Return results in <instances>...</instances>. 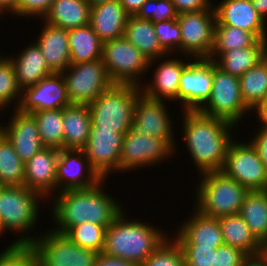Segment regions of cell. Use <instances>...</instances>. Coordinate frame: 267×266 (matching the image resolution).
<instances>
[{
    "instance_id": "obj_15",
    "label": "cell",
    "mask_w": 267,
    "mask_h": 266,
    "mask_svg": "<svg viewBox=\"0 0 267 266\" xmlns=\"http://www.w3.org/2000/svg\"><path fill=\"white\" fill-rule=\"evenodd\" d=\"M181 31V55L210 58L214 45L215 10L178 14Z\"/></svg>"
},
{
    "instance_id": "obj_5",
    "label": "cell",
    "mask_w": 267,
    "mask_h": 266,
    "mask_svg": "<svg viewBox=\"0 0 267 266\" xmlns=\"http://www.w3.org/2000/svg\"><path fill=\"white\" fill-rule=\"evenodd\" d=\"M197 185L191 188L194 208L201 214L219 218L239 214L249 190L222 171L198 175ZM195 191V192H194Z\"/></svg>"
},
{
    "instance_id": "obj_1",
    "label": "cell",
    "mask_w": 267,
    "mask_h": 266,
    "mask_svg": "<svg viewBox=\"0 0 267 266\" xmlns=\"http://www.w3.org/2000/svg\"><path fill=\"white\" fill-rule=\"evenodd\" d=\"M181 113L178 114L182 116L179 118L182 124L178 123L181 135L176 139L179 141L181 137L180 142L183 141L185 154L188 152L187 155L198 171L197 176L205 172L221 171L229 144L239 134V128L224 119L207 116L200 111ZM233 132L237 133L234 135Z\"/></svg>"
},
{
    "instance_id": "obj_12",
    "label": "cell",
    "mask_w": 267,
    "mask_h": 266,
    "mask_svg": "<svg viewBox=\"0 0 267 266\" xmlns=\"http://www.w3.org/2000/svg\"><path fill=\"white\" fill-rule=\"evenodd\" d=\"M175 158V151L162 139L149 134L125 133L120 155V175L122 173L146 170ZM135 171V172H134Z\"/></svg>"
},
{
    "instance_id": "obj_7",
    "label": "cell",
    "mask_w": 267,
    "mask_h": 266,
    "mask_svg": "<svg viewBox=\"0 0 267 266\" xmlns=\"http://www.w3.org/2000/svg\"><path fill=\"white\" fill-rule=\"evenodd\" d=\"M198 111L207 116L224 119L237 127L252 118V111L245 105L241 95L239 77L224 72L214 61L211 95Z\"/></svg>"
},
{
    "instance_id": "obj_10",
    "label": "cell",
    "mask_w": 267,
    "mask_h": 266,
    "mask_svg": "<svg viewBox=\"0 0 267 266\" xmlns=\"http://www.w3.org/2000/svg\"><path fill=\"white\" fill-rule=\"evenodd\" d=\"M168 105L166 101L149 98L141 92L138 95L134 119L129 131L135 135L149 134L152 137L164 140L175 151L176 156L179 146H177L178 142L175 140L177 137L175 131L178 128L175 123L177 124L179 115L175 114V117L171 112L174 107Z\"/></svg>"
},
{
    "instance_id": "obj_9",
    "label": "cell",
    "mask_w": 267,
    "mask_h": 266,
    "mask_svg": "<svg viewBox=\"0 0 267 266\" xmlns=\"http://www.w3.org/2000/svg\"><path fill=\"white\" fill-rule=\"evenodd\" d=\"M39 232L30 245L36 252L40 266H95L99 254L97 251L77 245L65 234L50 227Z\"/></svg>"
},
{
    "instance_id": "obj_30",
    "label": "cell",
    "mask_w": 267,
    "mask_h": 266,
    "mask_svg": "<svg viewBox=\"0 0 267 266\" xmlns=\"http://www.w3.org/2000/svg\"><path fill=\"white\" fill-rule=\"evenodd\" d=\"M267 56V39L257 40L251 47L223 52L214 62L224 72L240 77Z\"/></svg>"
},
{
    "instance_id": "obj_8",
    "label": "cell",
    "mask_w": 267,
    "mask_h": 266,
    "mask_svg": "<svg viewBox=\"0 0 267 266\" xmlns=\"http://www.w3.org/2000/svg\"><path fill=\"white\" fill-rule=\"evenodd\" d=\"M102 60L113 83L140 86L148 73L149 60L124 36L103 43Z\"/></svg>"
},
{
    "instance_id": "obj_53",
    "label": "cell",
    "mask_w": 267,
    "mask_h": 266,
    "mask_svg": "<svg viewBox=\"0 0 267 266\" xmlns=\"http://www.w3.org/2000/svg\"><path fill=\"white\" fill-rule=\"evenodd\" d=\"M253 8L267 23V0H251Z\"/></svg>"
},
{
    "instance_id": "obj_20",
    "label": "cell",
    "mask_w": 267,
    "mask_h": 266,
    "mask_svg": "<svg viewBox=\"0 0 267 266\" xmlns=\"http://www.w3.org/2000/svg\"><path fill=\"white\" fill-rule=\"evenodd\" d=\"M191 209L192 212L187 213L189 217H183L182 223L177 221L178 226L171 236L180 246H222L224 240L219 219L203 215L194 207Z\"/></svg>"
},
{
    "instance_id": "obj_47",
    "label": "cell",
    "mask_w": 267,
    "mask_h": 266,
    "mask_svg": "<svg viewBox=\"0 0 267 266\" xmlns=\"http://www.w3.org/2000/svg\"><path fill=\"white\" fill-rule=\"evenodd\" d=\"M177 13L199 12L203 10H215L213 0H170Z\"/></svg>"
},
{
    "instance_id": "obj_39",
    "label": "cell",
    "mask_w": 267,
    "mask_h": 266,
    "mask_svg": "<svg viewBox=\"0 0 267 266\" xmlns=\"http://www.w3.org/2000/svg\"><path fill=\"white\" fill-rule=\"evenodd\" d=\"M106 229L104 225L85 222L71 227L65 235L77 245L101 253L104 248Z\"/></svg>"
},
{
    "instance_id": "obj_52",
    "label": "cell",
    "mask_w": 267,
    "mask_h": 266,
    "mask_svg": "<svg viewBox=\"0 0 267 266\" xmlns=\"http://www.w3.org/2000/svg\"><path fill=\"white\" fill-rule=\"evenodd\" d=\"M129 16H135L146 0H119Z\"/></svg>"
},
{
    "instance_id": "obj_31",
    "label": "cell",
    "mask_w": 267,
    "mask_h": 266,
    "mask_svg": "<svg viewBox=\"0 0 267 266\" xmlns=\"http://www.w3.org/2000/svg\"><path fill=\"white\" fill-rule=\"evenodd\" d=\"M218 219L225 245L239 248L249 256L259 255L260 242L239 214L226 215Z\"/></svg>"
},
{
    "instance_id": "obj_4",
    "label": "cell",
    "mask_w": 267,
    "mask_h": 266,
    "mask_svg": "<svg viewBox=\"0 0 267 266\" xmlns=\"http://www.w3.org/2000/svg\"><path fill=\"white\" fill-rule=\"evenodd\" d=\"M45 202L48 201L43 196L24 185L0 186L2 231L5 234L10 231L9 234L17 236L8 246L30 245L38 237V230L37 234L33 230L38 226V221H41V209H44Z\"/></svg>"
},
{
    "instance_id": "obj_35",
    "label": "cell",
    "mask_w": 267,
    "mask_h": 266,
    "mask_svg": "<svg viewBox=\"0 0 267 266\" xmlns=\"http://www.w3.org/2000/svg\"><path fill=\"white\" fill-rule=\"evenodd\" d=\"M258 39L246 30L223 25L215 24L214 45L210 58L215 61L223 52L239 48L251 47Z\"/></svg>"
},
{
    "instance_id": "obj_14",
    "label": "cell",
    "mask_w": 267,
    "mask_h": 266,
    "mask_svg": "<svg viewBox=\"0 0 267 266\" xmlns=\"http://www.w3.org/2000/svg\"><path fill=\"white\" fill-rule=\"evenodd\" d=\"M192 59L185 55L168 54L149 61L147 73L149 75L146 76L149 79L146 78L140 85L141 92L149 98L168 101L169 104L177 102L172 105L177 106L180 75Z\"/></svg>"
},
{
    "instance_id": "obj_43",
    "label": "cell",
    "mask_w": 267,
    "mask_h": 266,
    "mask_svg": "<svg viewBox=\"0 0 267 266\" xmlns=\"http://www.w3.org/2000/svg\"><path fill=\"white\" fill-rule=\"evenodd\" d=\"M135 16L157 23L177 19L178 13L170 0H146Z\"/></svg>"
},
{
    "instance_id": "obj_27",
    "label": "cell",
    "mask_w": 267,
    "mask_h": 266,
    "mask_svg": "<svg viewBox=\"0 0 267 266\" xmlns=\"http://www.w3.org/2000/svg\"><path fill=\"white\" fill-rule=\"evenodd\" d=\"M91 116L86 104H69L63 108L64 149L82 150L90 135Z\"/></svg>"
},
{
    "instance_id": "obj_34",
    "label": "cell",
    "mask_w": 267,
    "mask_h": 266,
    "mask_svg": "<svg viewBox=\"0 0 267 266\" xmlns=\"http://www.w3.org/2000/svg\"><path fill=\"white\" fill-rule=\"evenodd\" d=\"M241 95L252 111L267 97V56L239 77Z\"/></svg>"
},
{
    "instance_id": "obj_36",
    "label": "cell",
    "mask_w": 267,
    "mask_h": 266,
    "mask_svg": "<svg viewBox=\"0 0 267 266\" xmlns=\"http://www.w3.org/2000/svg\"><path fill=\"white\" fill-rule=\"evenodd\" d=\"M25 164L8 138L0 134V186H23Z\"/></svg>"
},
{
    "instance_id": "obj_49",
    "label": "cell",
    "mask_w": 267,
    "mask_h": 266,
    "mask_svg": "<svg viewBox=\"0 0 267 266\" xmlns=\"http://www.w3.org/2000/svg\"><path fill=\"white\" fill-rule=\"evenodd\" d=\"M95 266H137V265L132 262L119 259L101 252L98 254Z\"/></svg>"
},
{
    "instance_id": "obj_28",
    "label": "cell",
    "mask_w": 267,
    "mask_h": 266,
    "mask_svg": "<svg viewBox=\"0 0 267 266\" xmlns=\"http://www.w3.org/2000/svg\"><path fill=\"white\" fill-rule=\"evenodd\" d=\"M90 8L87 0H53L42 19L51 25L70 30L89 25Z\"/></svg>"
},
{
    "instance_id": "obj_29",
    "label": "cell",
    "mask_w": 267,
    "mask_h": 266,
    "mask_svg": "<svg viewBox=\"0 0 267 266\" xmlns=\"http://www.w3.org/2000/svg\"><path fill=\"white\" fill-rule=\"evenodd\" d=\"M124 37L149 61L168 55L160 46L153 22L150 20L129 16L124 29Z\"/></svg>"
},
{
    "instance_id": "obj_25",
    "label": "cell",
    "mask_w": 267,
    "mask_h": 266,
    "mask_svg": "<svg viewBox=\"0 0 267 266\" xmlns=\"http://www.w3.org/2000/svg\"><path fill=\"white\" fill-rule=\"evenodd\" d=\"M128 18L119 0L106 1L91 6L89 25L104 43L124 36Z\"/></svg>"
},
{
    "instance_id": "obj_24",
    "label": "cell",
    "mask_w": 267,
    "mask_h": 266,
    "mask_svg": "<svg viewBox=\"0 0 267 266\" xmlns=\"http://www.w3.org/2000/svg\"><path fill=\"white\" fill-rule=\"evenodd\" d=\"M38 21L43 23L33 41L42 50L49 69L53 73H62L71 64L68 30L51 25L42 18Z\"/></svg>"
},
{
    "instance_id": "obj_38",
    "label": "cell",
    "mask_w": 267,
    "mask_h": 266,
    "mask_svg": "<svg viewBox=\"0 0 267 266\" xmlns=\"http://www.w3.org/2000/svg\"><path fill=\"white\" fill-rule=\"evenodd\" d=\"M21 95L22 89L17 82L13 63L6 54H0V113L16 109ZM10 106L13 108L10 109Z\"/></svg>"
},
{
    "instance_id": "obj_11",
    "label": "cell",
    "mask_w": 267,
    "mask_h": 266,
    "mask_svg": "<svg viewBox=\"0 0 267 266\" xmlns=\"http://www.w3.org/2000/svg\"><path fill=\"white\" fill-rule=\"evenodd\" d=\"M237 137L229 144L221 171L249 191L267 190V168L258 151L247 138Z\"/></svg>"
},
{
    "instance_id": "obj_17",
    "label": "cell",
    "mask_w": 267,
    "mask_h": 266,
    "mask_svg": "<svg viewBox=\"0 0 267 266\" xmlns=\"http://www.w3.org/2000/svg\"><path fill=\"white\" fill-rule=\"evenodd\" d=\"M124 135L114 130L90 129L88 142L82 150L91 166L103 179H108L113 174H120V155Z\"/></svg>"
},
{
    "instance_id": "obj_2",
    "label": "cell",
    "mask_w": 267,
    "mask_h": 266,
    "mask_svg": "<svg viewBox=\"0 0 267 266\" xmlns=\"http://www.w3.org/2000/svg\"><path fill=\"white\" fill-rule=\"evenodd\" d=\"M103 179L88 189L67 190L56 193L50 204L51 228L65 234L71 227L91 222L108 227L125 209L119 198L106 192ZM105 187V188H104ZM113 195V197H112ZM53 220V221H52Z\"/></svg>"
},
{
    "instance_id": "obj_21",
    "label": "cell",
    "mask_w": 267,
    "mask_h": 266,
    "mask_svg": "<svg viewBox=\"0 0 267 266\" xmlns=\"http://www.w3.org/2000/svg\"><path fill=\"white\" fill-rule=\"evenodd\" d=\"M7 123L0 122L2 133L14 146L16 153L25 164L44 146L42 144L37 123L32 114L12 109Z\"/></svg>"
},
{
    "instance_id": "obj_16",
    "label": "cell",
    "mask_w": 267,
    "mask_h": 266,
    "mask_svg": "<svg viewBox=\"0 0 267 266\" xmlns=\"http://www.w3.org/2000/svg\"><path fill=\"white\" fill-rule=\"evenodd\" d=\"M213 84V60L192 59L179 79L178 107L181 111H198L210 98Z\"/></svg>"
},
{
    "instance_id": "obj_46",
    "label": "cell",
    "mask_w": 267,
    "mask_h": 266,
    "mask_svg": "<svg viewBox=\"0 0 267 266\" xmlns=\"http://www.w3.org/2000/svg\"><path fill=\"white\" fill-rule=\"evenodd\" d=\"M248 254L241 249L223 244L214 254V266H243Z\"/></svg>"
},
{
    "instance_id": "obj_41",
    "label": "cell",
    "mask_w": 267,
    "mask_h": 266,
    "mask_svg": "<svg viewBox=\"0 0 267 266\" xmlns=\"http://www.w3.org/2000/svg\"><path fill=\"white\" fill-rule=\"evenodd\" d=\"M160 46L168 54L181 55V31L177 19L153 23Z\"/></svg>"
},
{
    "instance_id": "obj_6",
    "label": "cell",
    "mask_w": 267,
    "mask_h": 266,
    "mask_svg": "<svg viewBox=\"0 0 267 266\" xmlns=\"http://www.w3.org/2000/svg\"><path fill=\"white\" fill-rule=\"evenodd\" d=\"M141 88L134 84L113 83L90 103L91 128L125 134L134 119Z\"/></svg>"
},
{
    "instance_id": "obj_33",
    "label": "cell",
    "mask_w": 267,
    "mask_h": 266,
    "mask_svg": "<svg viewBox=\"0 0 267 266\" xmlns=\"http://www.w3.org/2000/svg\"><path fill=\"white\" fill-rule=\"evenodd\" d=\"M239 215L260 243L267 239V190L249 191Z\"/></svg>"
},
{
    "instance_id": "obj_32",
    "label": "cell",
    "mask_w": 267,
    "mask_h": 266,
    "mask_svg": "<svg viewBox=\"0 0 267 266\" xmlns=\"http://www.w3.org/2000/svg\"><path fill=\"white\" fill-rule=\"evenodd\" d=\"M71 64L102 58L103 42L90 25L68 30Z\"/></svg>"
},
{
    "instance_id": "obj_40",
    "label": "cell",
    "mask_w": 267,
    "mask_h": 266,
    "mask_svg": "<svg viewBox=\"0 0 267 266\" xmlns=\"http://www.w3.org/2000/svg\"><path fill=\"white\" fill-rule=\"evenodd\" d=\"M172 233L140 266H186L181 247Z\"/></svg>"
},
{
    "instance_id": "obj_19",
    "label": "cell",
    "mask_w": 267,
    "mask_h": 266,
    "mask_svg": "<svg viewBox=\"0 0 267 266\" xmlns=\"http://www.w3.org/2000/svg\"><path fill=\"white\" fill-rule=\"evenodd\" d=\"M71 104L61 73H53L38 84L24 88L17 109L33 113L40 110L63 109Z\"/></svg>"
},
{
    "instance_id": "obj_18",
    "label": "cell",
    "mask_w": 267,
    "mask_h": 266,
    "mask_svg": "<svg viewBox=\"0 0 267 266\" xmlns=\"http://www.w3.org/2000/svg\"><path fill=\"white\" fill-rule=\"evenodd\" d=\"M103 178L91 166L83 150L58 149L56 164V193L88 189Z\"/></svg>"
},
{
    "instance_id": "obj_51",
    "label": "cell",
    "mask_w": 267,
    "mask_h": 266,
    "mask_svg": "<svg viewBox=\"0 0 267 266\" xmlns=\"http://www.w3.org/2000/svg\"><path fill=\"white\" fill-rule=\"evenodd\" d=\"M19 3L20 0H0V19L4 21V15L7 18L12 15L18 9Z\"/></svg>"
},
{
    "instance_id": "obj_44",
    "label": "cell",
    "mask_w": 267,
    "mask_h": 266,
    "mask_svg": "<svg viewBox=\"0 0 267 266\" xmlns=\"http://www.w3.org/2000/svg\"><path fill=\"white\" fill-rule=\"evenodd\" d=\"M186 266H214L217 248L211 246H180Z\"/></svg>"
},
{
    "instance_id": "obj_42",
    "label": "cell",
    "mask_w": 267,
    "mask_h": 266,
    "mask_svg": "<svg viewBox=\"0 0 267 266\" xmlns=\"http://www.w3.org/2000/svg\"><path fill=\"white\" fill-rule=\"evenodd\" d=\"M0 266H40L31 245L5 246L0 251Z\"/></svg>"
},
{
    "instance_id": "obj_23",
    "label": "cell",
    "mask_w": 267,
    "mask_h": 266,
    "mask_svg": "<svg viewBox=\"0 0 267 266\" xmlns=\"http://www.w3.org/2000/svg\"><path fill=\"white\" fill-rule=\"evenodd\" d=\"M58 149L43 147L25 163L24 186L47 201L56 194Z\"/></svg>"
},
{
    "instance_id": "obj_55",
    "label": "cell",
    "mask_w": 267,
    "mask_h": 266,
    "mask_svg": "<svg viewBox=\"0 0 267 266\" xmlns=\"http://www.w3.org/2000/svg\"><path fill=\"white\" fill-rule=\"evenodd\" d=\"M259 256L267 263V239L260 243Z\"/></svg>"
},
{
    "instance_id": "obj_50",
    "label": "cell",
    "mask_w": 267,
    "mask_h": 266,
    "mask_svg": "<svg viewBox=\"0 0 267 266\" xmlns=\"http://www.w3.org/2000/svg\"><path fill=\"white\" fill-rule=\"evenodd\" d=\"M252 117L260 127H267V97L252 110Z\"/></svg>"
},
{
    "instance_id": "obj_48",
    "label": "cell",
    "mask_w": 267,
    "mask_h": 266,
    "mask_svg": "<svg viewBox=\"0 0 267 266\" xmlns=\"http://www.w3.org/2000/svg\"><path fill=\"white\" fill-rule=\"evenodd\" d=\"M255 127H257L258 129L256 130L253 129V134L249 132L247 134V135L251 134L252 137L248 136L246 138H249L247 140H249L252 143V145L256 148L261 160L263 161L264 165L267 168V127H260L257 126L256 124Z\"/></svg>"
},
{
    "instance_id": "obj_54",
    "label": "cell",
    "mask_w": 267,
    "mask_h": 266,
    "mask_svg": "<svg viewBox=\"0 0 267 266\" xmlns=\"http://www.w3.org/2000/svg\"><path fill=\"white\" fill-rule=\"evenodd\" d=\"M243 266H267V263L259 255H254L249 256Z\"/></svg>"
},
{
    "instance_id": "obj_22",
    "label": "cell",
    "mask_w": 267,
    "mask_h": 266,
    "mask_svg": "<svg viewBox=\"0 0 267 266\" xmlns=\"http://www.w3.org/2000/svg\"><path fill=\"white\" fill-rule=\"evenodd\" d=\"M213 1L216 24L246 30L251 32L258 40L267 39V23L253 8L251 0Z\"/></svg>"
},
{
    "instance_id": "obj_45",
    "label": "cell",
    "mask_w": 267,
    "mask_h": 266,
    "mask_svg": "<svg viewBox=\"0 0 267 266\" xmlns=\"http://www.w3.org/2000/svg\"><path fill=\"white\" fill-rule=\"evenodd\" d=\"M52 2L53 0H20L18 9L11 16L16 20L22 18L28 21L33 18L36 22L49 11Z\"/></svg>"
},
{
    "instance_id": "obj_3",
    "label": "cell",
    "mask_w": 267,
    "mask_h": 266,
    "mask_svg": "<svg viewBox=\"0 0 267 266\" xmlns=\"http://www.w3.org/2000/svg\"><path fill=\"white\" fill-rule=\"evenodd\" d=\"M126 212L125 208L107 227L103 253L140 266L170 233Z\"/></svg>"
},
{
    "instance_id": "obj_13",
    "label": "cell",
    "mask_w": 267,
    "mask_h": 266,
    "mask_svg": "<svg viewBox=\"0 0 267 266\" xmlns=\"http://www.w3.org/2000/svg\"><path fill=\"white\" fill-rule=\"evenodd\" d=\"M61 74L65 80L68 98L73 104L89 105L113 84L102 58L70 64Z\"/></svg>"
},
{
    "instance_id": "obj_37",
    "label": "cell",
    "mask_w": 267,
    "mask_h": 266,
    "mask_svg": "<svg viewBox=\"0 0 267 266\" xmlns=\"http://www.w3.org/2000/svg\"><path fill=\"white\" fill-rule=\"evenodd\" d=\"M31 114L36 120L43 146L64 149L63 109L40 110Z\"/></svg>"
},
{
    "instance_id": "obj_56",
    "label": "cell",
    "mask_w": 267,
    "mask_h": 266,
    "mask_svg": "<svg viewBox=\"0 0 267 266\" xmlns=\"http://www.w3.org/2000/svg\"><path fill=\"white\" fill-rule=\"evenodd\" d=\"M106 1H112V0H87L90 6L96 5L98 3L106 2Z\"/></svg>"
},
{
    "instance_id": "obj_26",
    "label": "cell",
    "mask_w": 267,
    "mask_h": 266,
    "mask_svg": "<svg viewBox=\"0 0 267 266\" xmlns=\"http://www.w3.org/2000/svg\"><path fill=\"white\" fill-rule=\"evenodd\" d=\"M26 44L18 54L16 52L6 54L13 63L17 82L22 90L38 84L41 79L53 74L44 59L42 50L33 39Z\"/></svg>"
},
{
    "instance_id": "obj_57",
    "label": "cell",
    "mask_w": 267,
    "mask_h": 266,
    "mask_svg": "<svg viewBox=\"0 0 267 266\" xmlns=\"http://www.w3.org/2000/svg\"><path fill=\"white\" fill-rule=\"evenodd\" d=\"M3 234L5 233L2 231L1 216H0V237L3 236Z\"/></svg>"
}]
</instances>
